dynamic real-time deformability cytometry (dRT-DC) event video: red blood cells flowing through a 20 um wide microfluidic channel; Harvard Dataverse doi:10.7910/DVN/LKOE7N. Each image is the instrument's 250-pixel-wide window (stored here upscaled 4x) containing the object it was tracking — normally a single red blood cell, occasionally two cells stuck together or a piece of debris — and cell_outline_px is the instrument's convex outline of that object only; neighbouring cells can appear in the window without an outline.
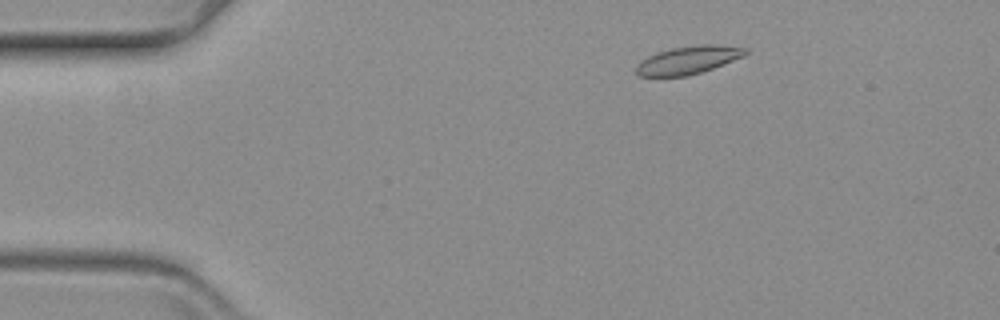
{"species": "common noctule bat (a hibernating species)", "species_latin": "Nyctalus noctula", "temperature_condition": "warm", "stored_images_in_passage": 17, "camera_frame_rate_fps": 3000, "um_per_image_px": 0.085, "animal": {"sex": "female", "body_mass_g": 19.3, "forearm_length_mm": 54.1}, "frame": {"image": 1, "passage_image": 7, "time_ms": 2.0, "image_size_px": [1000, 320], "cell_outline_px": [[748, 52], [744, 56], [712, 68], [688, 76], [640, 76], [636, 72], [636, 64], [640, 60], [656, 52], [672, 48], [700, 44], [716, 44], [748, 48]], "centroid_in_image_um": [58.49, 5.09], "position_along_channel_um": 26.5, "area_um2": 17.8}}
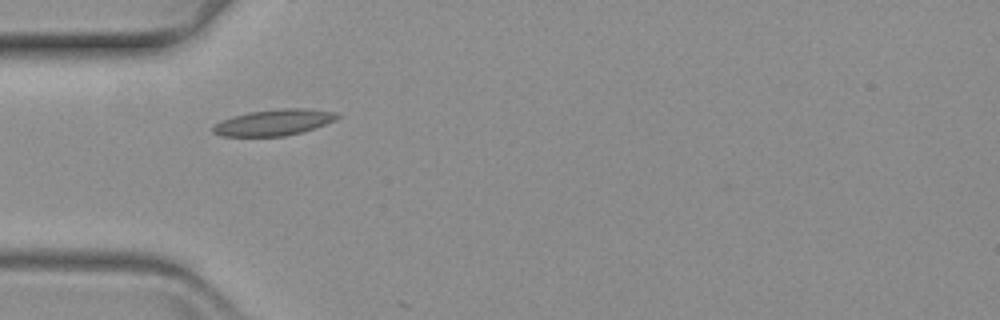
{"frame": {"image": 2, "passage_image": 16, "time_ms": 5.0, "image_size_px": [1000, 320], "cell_outline_px": [[340, 116], [336, 120], [300, 132], [284, 136], [220, 136], [212, 132], [212, 128], [220, 120], [232, 116], [248, 112], [280, 108], [308, 108], [340, 112]], "centroid_in_image_um": [23.28, 10.39], "position_along_channel_um": 61.7, "area_um2": 19.02}}